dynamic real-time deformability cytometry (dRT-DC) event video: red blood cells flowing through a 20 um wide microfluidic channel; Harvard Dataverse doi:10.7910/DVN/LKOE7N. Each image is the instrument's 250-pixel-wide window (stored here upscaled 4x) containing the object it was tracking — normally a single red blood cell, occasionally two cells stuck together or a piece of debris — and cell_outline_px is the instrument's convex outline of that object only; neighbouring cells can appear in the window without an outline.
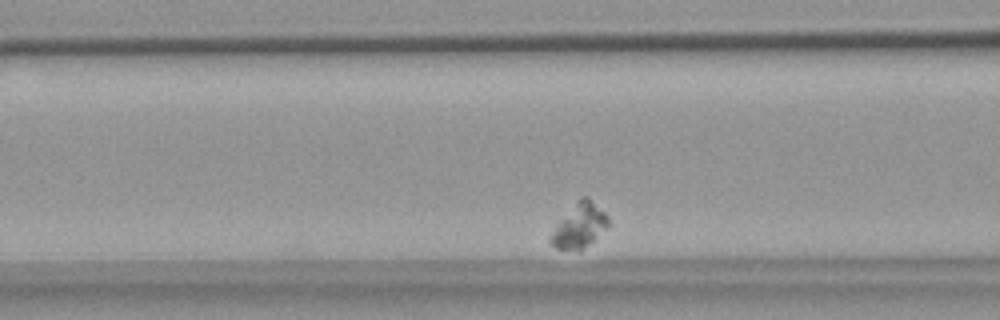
{"species": "common noctule bat (a hibernating species)", "species_latin": "Nyctalus noctula", "temperature_condition": "warm", "stored_images_in_passage": 34, "camera_frame_rate_fps": 3000, "um_per_image_px": 0.085, "animal": {"sex": "female", "body_mass_g": 18.4}, "frame": {"image": 1, "passage_image": 8, "time_ms": 2.333, "image_size_px": [1000, 320], "cell_outline_px": [[608, 228], [588, 244], [580, 248], [556, 248], [548, 240], [556, 224], [580, 196], [588, 196], [608, 216]], "centroid_in_image_um": [49.26, 19.12], "position_along_channel_um": 117.3, "area_um2": 14.51}}
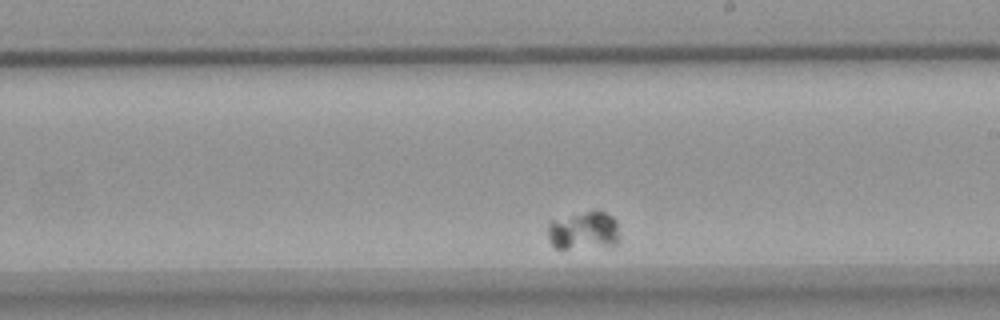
{"frame": {"image": 2, "passage_image": 21, "time_ms": 6.667, "image_size_px": [1000, 320], "cell_outline_px": [[620, 240], [616, 244], [568, 248], [556, 248], [552, 244], [548, 236], [548, 220], [596, 208], [600, 208], [612, 216], [616, 220], [620, 236]], "centroid_in_image_um": [49.63, 19.53], "position_along_channel_um": 239.4, "area_um2": 16.36}}
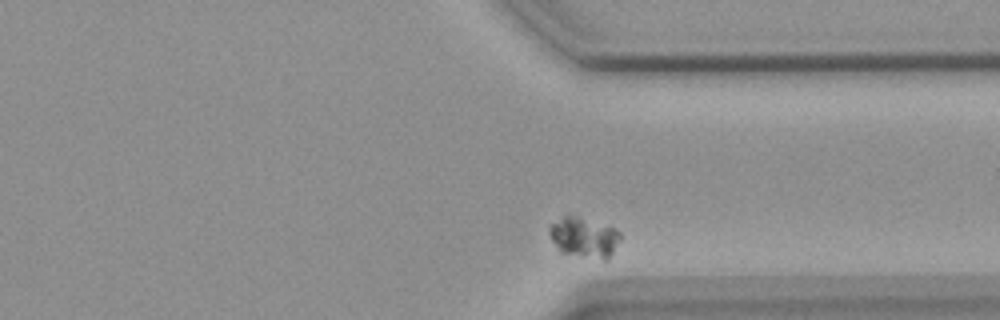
{"frame": {"image": 3, "passage_image": 33, "time_ms": 10.667, "image_size_px": [1000, 320], "cell_outline_px": [[620, 240], [608, 260], [604, 260], [560, 252], [552, 240], [548, 232], [548, 228], [552, 224], [568, 212], [572, 212], [616, 228], [620, 232]], "centroid_in_image_um": [49.65, 20.12], "position_along_channel_um": 361.8, "area_um2": 17.17}}